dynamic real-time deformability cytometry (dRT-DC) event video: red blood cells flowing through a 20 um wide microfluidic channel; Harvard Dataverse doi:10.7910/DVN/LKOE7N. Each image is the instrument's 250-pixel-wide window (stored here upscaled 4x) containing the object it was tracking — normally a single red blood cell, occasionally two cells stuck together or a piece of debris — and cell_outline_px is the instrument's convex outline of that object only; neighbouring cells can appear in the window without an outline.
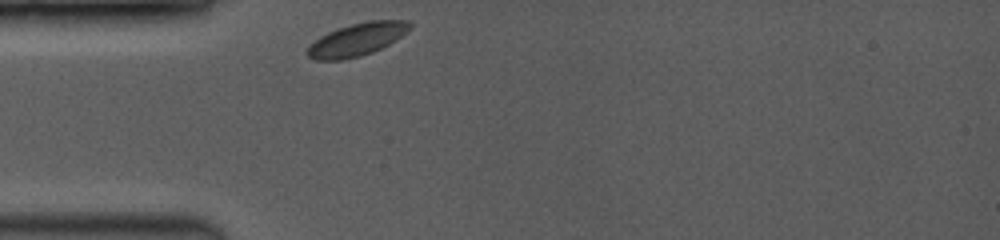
{"species": "common noctule bat (a hibernating species)", "species_latin": "Nyctalus noctula", "temperature_condition": "room temperature", "stored_images_in_passage": 34, "camera_frame_rate_fps": 3500, "um_per_image_px": 0.085, "animal": {"sex": "female", "body_mass_g": 19.0, "forearm_length_mm": 53.3}, "frame": {"image": 1, "passage_image": 1, "time_ms": 0.0, "image_size_px": [1000, 240], "cell_outline_px": [[412, 28], [396, 40], [372, 52], [360, 56], [344, 60], [316, 60], [308, 56], [304, 52], [320, 36], [328, 32], [352, 24], [372, 20], [408, 20], [412, 24]], "centroid_in_image_um": [30.37, 3.36], "position_along_channel_um": 54.6, "area_um2": 19.42}}
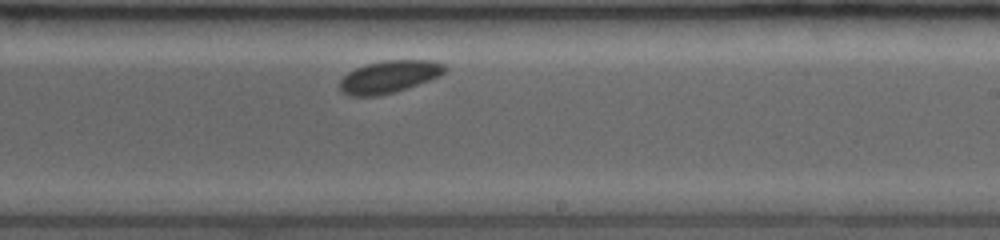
{"frame": {"image": 2, "passage_image": 20, "time_ms": 5.429, "image_size_px": [1000, 240], "cell_outline_px": [[448, 68], [440, 76], [408, 88], [376, 96], [348, 96], [340, 88], [340, 80], [348, 72], [364, 64], [384, 60], [432, 60], [444, 64]], "centroid_in_image_um": [33.09, 6.51], "position_along_channel_um": 255.9, "area_um2": 19.83}}
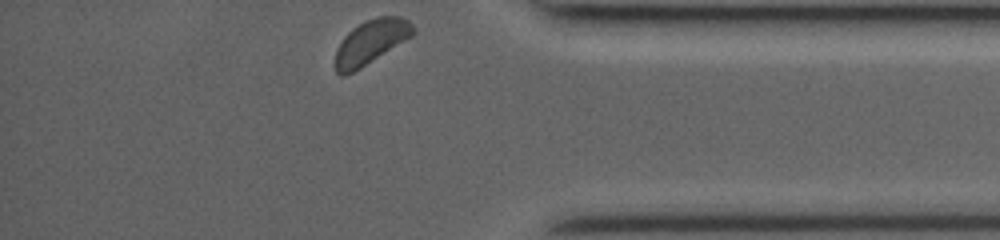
{"frame": {"image": 3, "passage_image": 34, "time_ms": 9.429, "image_size_px": [1000, 240], "cell_outline_px": [[416, 32], [412, 36], [360, 68], [344, 76], [340, 76], [336, 72], [336, 48], [344, 36], [352, 28], [364, 20], [380, 16], [400, 16], [408, 20], [412, 24]], "centroid_in_image_um": [31.52, 3.55], "position_along_channel_um": 403.7, "area_um2": 19.94}}